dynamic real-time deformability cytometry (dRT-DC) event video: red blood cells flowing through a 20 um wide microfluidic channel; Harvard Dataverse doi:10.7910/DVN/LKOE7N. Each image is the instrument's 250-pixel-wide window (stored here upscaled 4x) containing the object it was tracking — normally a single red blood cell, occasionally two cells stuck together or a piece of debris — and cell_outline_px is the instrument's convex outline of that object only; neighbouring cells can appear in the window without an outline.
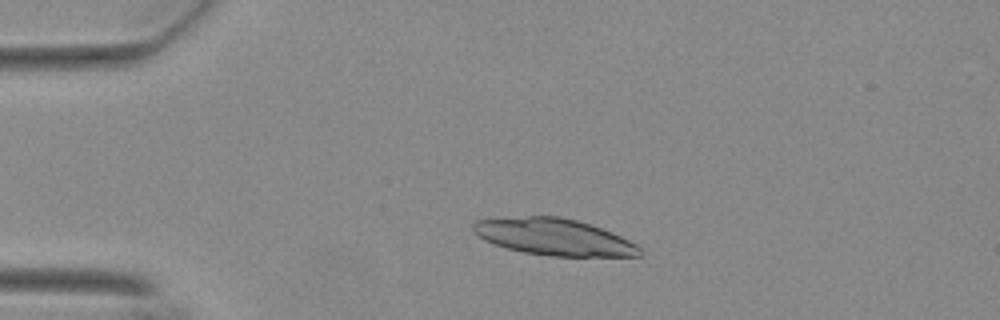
{"species": "Egyptian fruit bat (a non-hibernating species)", "species_latin": "Rousettus aegyptiacus", "temperature_condition": "warm", "stored_images_in_passage": 24, "camera_frame_rate_fps": 3000, "um_per_image_px": 0.085, "animal": {"sex": "female"}, "frame": {"image": 1, "passage_image": 9, "time_ms": 2.667, "image_size_px": [1000, 320], "cell_outline_px": [[640, 256], [552, 256], [524, 252], [508, 248], [484, 240], [472, 228], [472, 224], [476, 220], [528, 216], [560, 216], [576, 220], [600, 228], [620, 236], [636, 244], [640, 248]], "centroid_in_image_um": [47.08, 20.14], "position_along_channel_um": 37.9, "area_um2": 34.97}}